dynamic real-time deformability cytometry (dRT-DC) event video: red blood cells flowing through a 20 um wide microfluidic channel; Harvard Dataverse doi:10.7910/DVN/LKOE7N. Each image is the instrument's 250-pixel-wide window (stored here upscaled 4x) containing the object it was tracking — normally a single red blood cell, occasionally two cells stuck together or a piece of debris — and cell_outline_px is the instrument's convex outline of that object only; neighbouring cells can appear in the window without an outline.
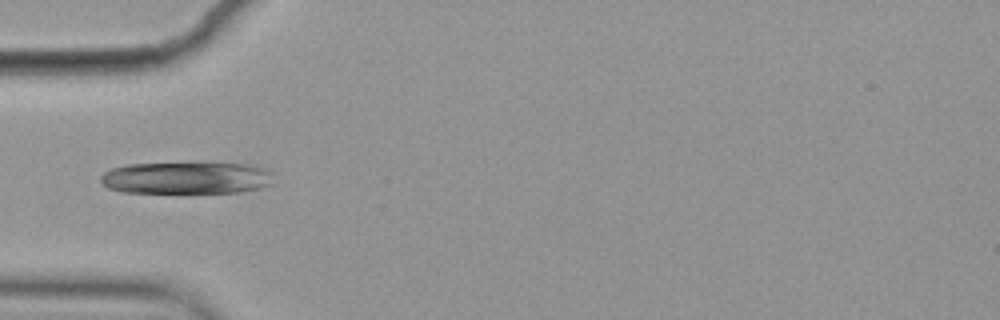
{"species": "common noctule bat (a hibernating species)", "species_latin": "Nyctalus noctula", "temperature_condition": "cold", "stored_images_in_passage": 4, "camera_frame_rate_fps": 3000, "um_per_image_px": 0.085, "animal": {"sex": "female", "body_mass_g": 19.9}, "frame": {"image": 1, "passage_image": 3, "time_ms": 0.667, "image_size_px": [1000, 320], "cell_outline_px": [[272, 184], [260, 188], [240, 192], [120, 192], [108, 188], [100, 180], [100, 176], [104, 172], [112, 168], [124, 164], [252, 164], [264, 168], [272, 172]], "centroid_in_image_um": [15.84, 15.13], "position_along_channel_um": 69.2, "area_um2": 32.02}}
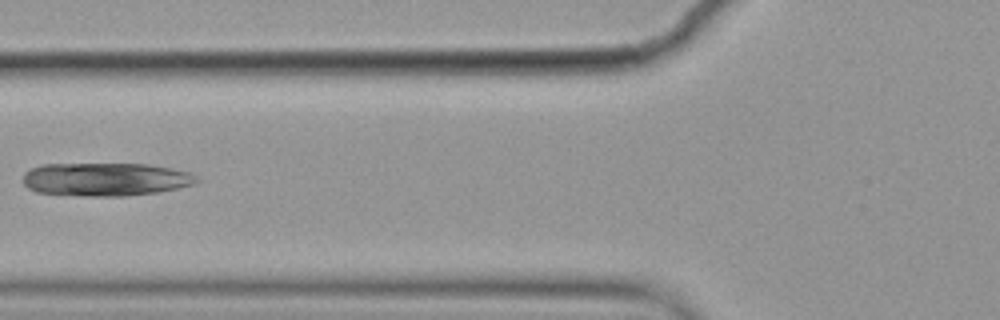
{"frame": {"image": 2, "passage_image": 4, "time_ms": 1.0, "image_size_px": [1000, 320], "cell_outline_px": [[200, 180], [196, 184], [156, 192], [124, 196], [84, 196], [36, 192], [28, 188], [24, 184], [24, 172], [40, 164], [148, 164], [172, 168], [192, 172]], "centroid_in_image_um": [8.99, 15.23], "position_along_channel_um": 116.8, "area_um2": 33.81}}